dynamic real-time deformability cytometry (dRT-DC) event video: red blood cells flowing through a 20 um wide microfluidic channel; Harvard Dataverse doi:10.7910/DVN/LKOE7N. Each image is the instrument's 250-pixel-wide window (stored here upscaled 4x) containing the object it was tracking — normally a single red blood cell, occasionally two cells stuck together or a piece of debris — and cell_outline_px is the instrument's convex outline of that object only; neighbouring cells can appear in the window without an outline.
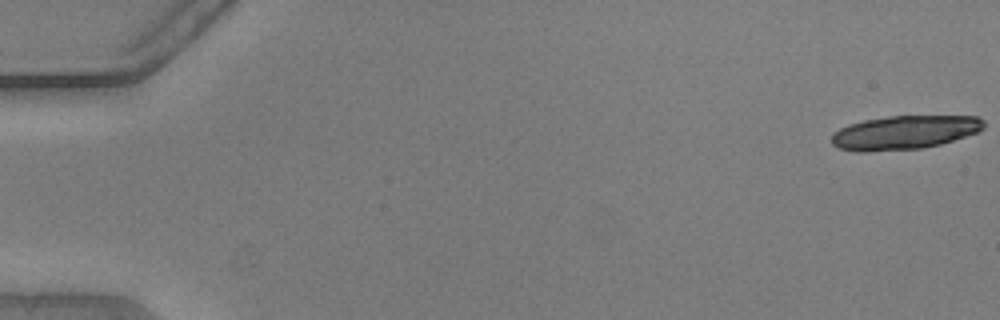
{"species": "common noctule bat (a hibernating species)", "species_latin": "Nyctalus noctula", "temperature_condition": "warm", "stored_images_in_passage": 16, "camera_frame_rate_fps": 3000, "um_per_image_px": 0.085, "animal": {"sex": "male", "body_mass_g": 20.5, "forearm_length_mm": 52.5}, "frame": {"image": 1, "passage_image": 1, "time_ms": 0.0, "image_size_px": [1000, 320], "cell_outline_px": [[984, 128], [976, 132], [940, 144], [920, 148], [864, 152], [856, 152], [840, 148], [832, 144], [832, 136], [840, 128], [848, 124], [864, 120], [888, 116], [980, 116], [984, 120]], "centroid_in_image_um": [76.87, 11.25], "position_along_channel_um": 8.1, "area_um2": 29.77}}